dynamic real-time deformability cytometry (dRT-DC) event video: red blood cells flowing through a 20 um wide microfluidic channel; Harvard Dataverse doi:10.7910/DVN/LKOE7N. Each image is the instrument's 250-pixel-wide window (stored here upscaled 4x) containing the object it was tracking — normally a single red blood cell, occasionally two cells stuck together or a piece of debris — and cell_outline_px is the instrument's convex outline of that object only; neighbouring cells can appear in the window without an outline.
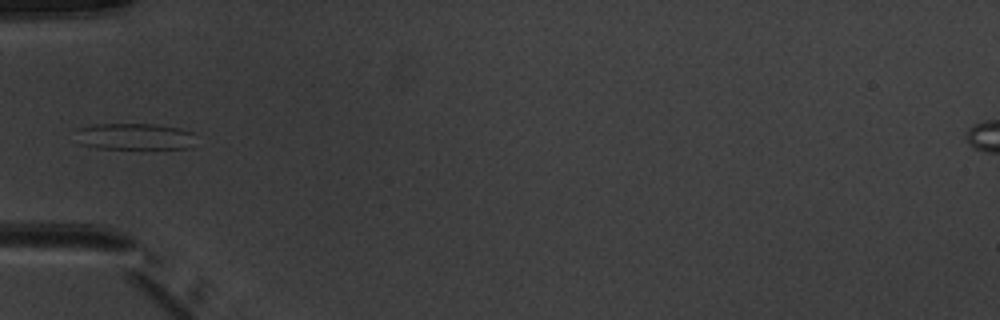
{"species": "common noctule bat (a hibernating species)", "species_latin": "Nyctalus noctula", "temperature_condition": "warm", "stored_images_in_passage": 6, "camera_frame_rate_fps": 3000, "um_per_image_px": 0.085, "animal": {"sex": "male", "body_mass_g": 20.1, "forearm_length_mm": 53.5}, "frame": {"image": 1, "passage_image": 5, "time_ms": 5.0, "image_size_px": [1000, 320], "cell_outline_px": [[192, 148], [96, 148], [80, 144], [76, 128], [96, 124], [152, 124], [180, 128], [192, 132]], "centroid_in_image_um": [11.41, 11.6], "position_along_channel_um": 73.6, "area_um2": 18.32}}